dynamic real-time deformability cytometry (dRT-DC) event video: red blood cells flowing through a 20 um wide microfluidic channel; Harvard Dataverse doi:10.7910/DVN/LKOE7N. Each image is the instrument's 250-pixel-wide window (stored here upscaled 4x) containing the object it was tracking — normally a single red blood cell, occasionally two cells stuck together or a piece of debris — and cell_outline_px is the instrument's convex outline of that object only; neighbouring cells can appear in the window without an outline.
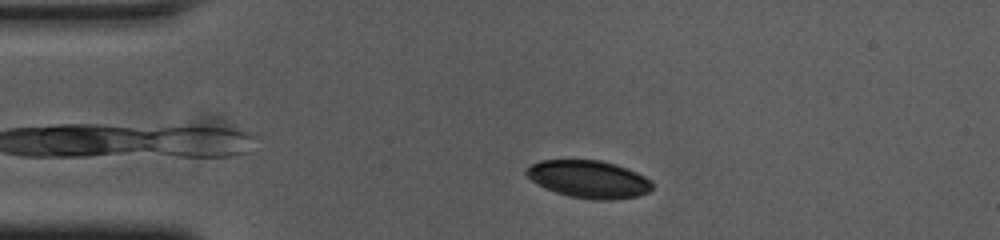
{"species": "common noctule bat (a hibernating species)", "species_latin": "Nyctalus noctula", "temperature_condition": "cold", "stored_images_in_passage": 36, "camera_frame_rate_fps": 3000, "um_per_image_px": 0.085, "animal": {"sex": "female", "body_mass_g": 23.0, "forearm_length_mm": 53.4}, "frame": {"image": 1, "passage_image": 5, "time_ms": 1.333, "image_size_px": [1000, 240], "cell_outline_px": [[652, 188], [648, 192], [640, 196], [616, 200], [592, 200], [568, 196], [556, 192], [536, 184], [524, 172], [532, 164], [540, 160], [600, 160], [616, 164], [628, 168], [652, 180]], "centroid_in_image_um": [50.08, 15.24], "position_along_channel_um": 34.9, "area_um2": 27.74}}
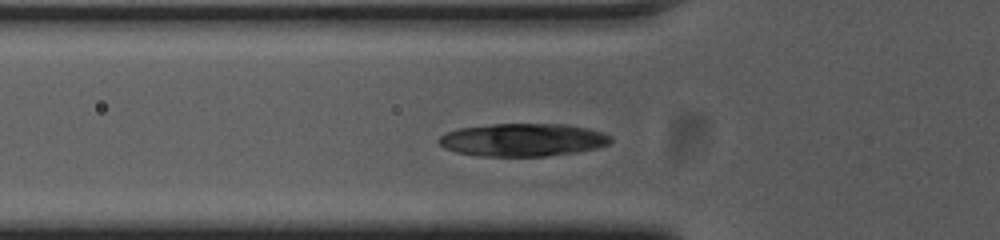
{"frame": {"image": 2, "passage_image": 12, "time_ms": 3.667, "image_size_px": [1000, 240], "cell_outline_px": [[612, 140], [608, 144], [596, 148], [576, 152], [544, 156], [480, 156], [456, 152], [444, 148], [436, 140], [440, 136], [448, 132], [460, 128], [492, 124], [564, 124], [588, 128], [612, 136]], "centroid_in_image_um": [44.43, 11.89], "position_along_channel_um": 81.4, "area_um2": 32.83}}